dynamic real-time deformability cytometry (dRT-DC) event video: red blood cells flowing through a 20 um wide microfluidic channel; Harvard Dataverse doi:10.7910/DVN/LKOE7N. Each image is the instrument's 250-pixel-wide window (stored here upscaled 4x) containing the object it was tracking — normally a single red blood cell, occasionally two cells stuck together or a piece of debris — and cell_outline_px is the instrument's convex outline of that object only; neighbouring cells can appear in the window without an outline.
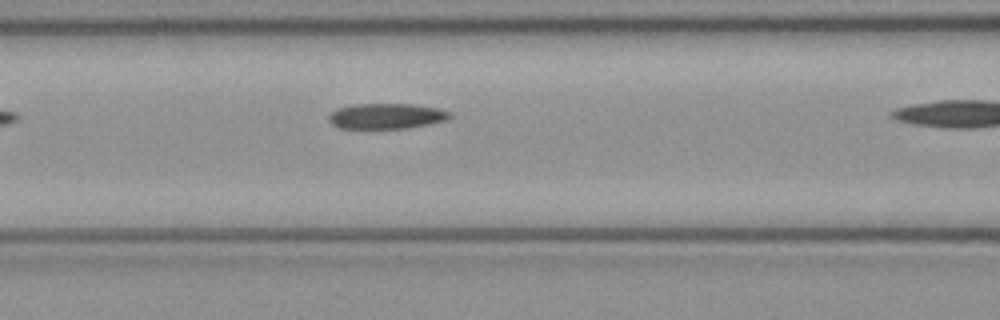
{"species": "common noctule bat (a hibernating species)", "species_latin": "Nyctalus noctula", "temperature_condition": "cold", "stored_images_in_passage": 6, "segment_of_instrument_passage": [1, 2], "camera_frame_rate_fps": 3000, "um_per_image_px": 0.085, "animal": {"sex": "female", "body_mass_g": 21.9}, "frame": {"image": 1, "passage_image": 5, "time_ms": 1.333, "image_size_px": [1000, 320], "cell_outline_px": [[452, 116], [444, 120], [428, 124], [408, 128], [336, 128], [328, 120], [328, 116], [336, 108], [352, 104], [412, 104], [436, 108], [452, 112]], "centroid_in_image_um": [32.8, 9.86], "position_along_channel_um": 133.8, "area_um2": 17.98}}